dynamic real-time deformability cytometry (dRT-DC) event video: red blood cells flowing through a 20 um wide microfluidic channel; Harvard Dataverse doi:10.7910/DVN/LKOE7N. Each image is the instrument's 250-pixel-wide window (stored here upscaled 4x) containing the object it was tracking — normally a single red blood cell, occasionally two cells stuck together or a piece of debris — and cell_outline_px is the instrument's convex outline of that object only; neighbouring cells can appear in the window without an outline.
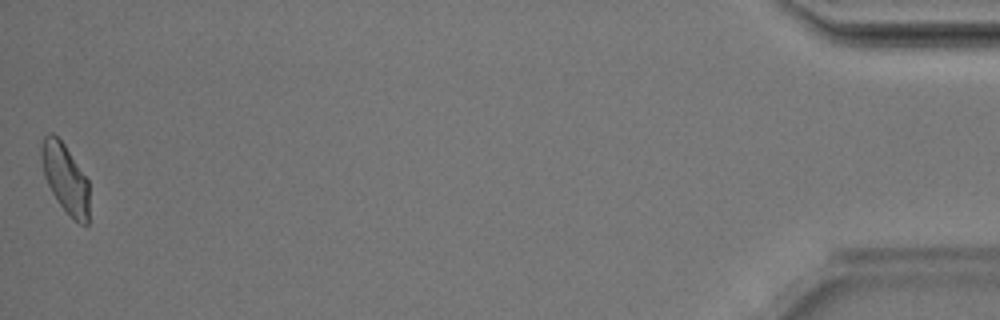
{"species": "Egyptian fruit bat (a non-hibernating species)", "species_latin": "Rousettus aegyptiacus", "temperature_condition": "room temperature", "stored_images_in_passage": 37, "camera_frame_rate_fps": 3000, "um_per_image_px": 0.085, "animal": {"sex": "male"}, "frame": {"image": 1, "passage_image": 37, "time_ms": 12.0, "image_size_px": [1000, 320], "cell_outline_px": [[88, 224], [80, 224], [56, 200], [44, 176], [40, 156], [40, 148], [44, 136], [48, 132], [52, 132], [64, 144], [88, 180]], "centroid_in_image_um": [5.52, 15.11], "position_along_channel_um": 429.7, "area_um2": 18.96}, "authors_computed_cell_mechanics": {"area_um2": 20.1722, "velocity_mm_per_s": 4.1711, "shape_relaxation_time_tau1_ms": null, "shape_relaxation_time_tau2_ms": 2.4755, "deformation_change_tau1": null, "deformation_change_tau2": 0.0792}}